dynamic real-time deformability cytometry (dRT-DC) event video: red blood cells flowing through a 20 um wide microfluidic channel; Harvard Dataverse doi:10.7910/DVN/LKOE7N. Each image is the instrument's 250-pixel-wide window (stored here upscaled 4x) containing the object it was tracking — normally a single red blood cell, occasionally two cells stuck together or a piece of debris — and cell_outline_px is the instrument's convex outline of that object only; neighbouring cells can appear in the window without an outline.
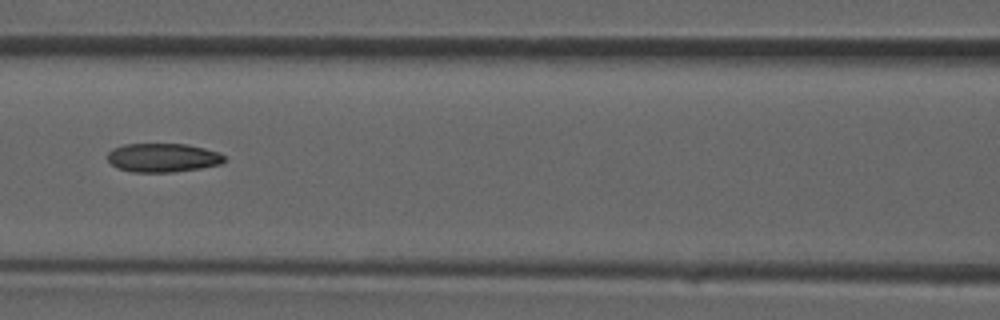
{"species": "common noctule bat (a hibernating species)", "species_latin": "Nyctalus noctula", "temperature_condition": "room temperature", "stored_images_in_passage": 30, "camera_frame_rate_fps": 3000, "um_per_image_px": 0.085, "animal": {"sex": "male", "forearm_length_mm": 52.5}, "frame": {"image": 1, "passage_image": 13, "time_ms": 4.0, "image_size_px": [1000, 320], "cell_outline_px": [[224, 160], [220, 164], [200, 168], [172, 172], [132, 172], [116, 168], [108, 160], [108, 152], [112, 148], [124, 144], [188, 144], [220, 152], [224, 156]], "centroid_in_image_um": [13.82, 13.4], "position_along_channel_um": 152.8, "area_um2": 19.65}}